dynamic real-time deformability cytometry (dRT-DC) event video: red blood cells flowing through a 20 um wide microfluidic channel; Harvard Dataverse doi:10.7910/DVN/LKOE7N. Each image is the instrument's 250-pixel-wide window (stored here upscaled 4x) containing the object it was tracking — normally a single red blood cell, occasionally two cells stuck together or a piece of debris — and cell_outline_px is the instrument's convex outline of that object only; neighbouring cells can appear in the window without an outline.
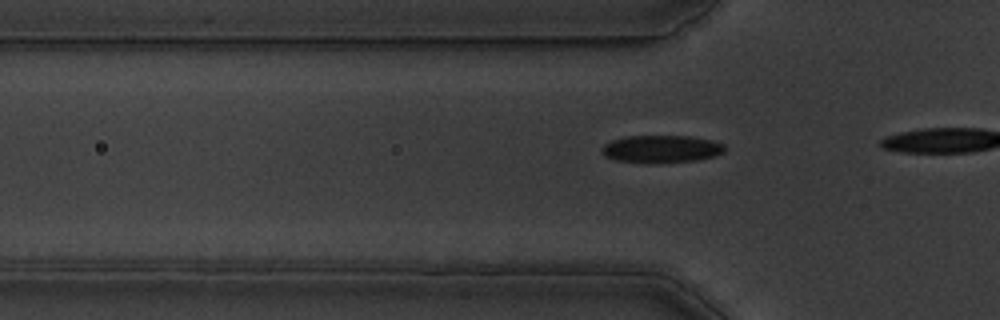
{"species": "common noctule bat (a hibernating species)", "species_latin": "Nyctalus noctula", "temperature_condition": "warm", "stored_images_in_passage": 17, "camera_frame_rate_fps": 3000, "um_per_image_px": 0.085, "animal": {"sex": "male", "body_mass_g": 19.5, "forearm_length_mm": 54.6}, "frame": {"image": 1, "passage_image": 14, "time_ms": 4.333, "image_size_px": [1000, 320], "cell_outline_px": [[724, 152], [716, 156], [696, 160], [660, 164], [644, 164], [616, 160], [604, 156], [600, 148], [604, 144], [612, 140], [628, 136], [692, 136], [712, 140], [724, 144]], "centroid_in_image_um": [56.2, 12.68], "position_along_channel_um": 69.6, "area_um2": 20.17}}